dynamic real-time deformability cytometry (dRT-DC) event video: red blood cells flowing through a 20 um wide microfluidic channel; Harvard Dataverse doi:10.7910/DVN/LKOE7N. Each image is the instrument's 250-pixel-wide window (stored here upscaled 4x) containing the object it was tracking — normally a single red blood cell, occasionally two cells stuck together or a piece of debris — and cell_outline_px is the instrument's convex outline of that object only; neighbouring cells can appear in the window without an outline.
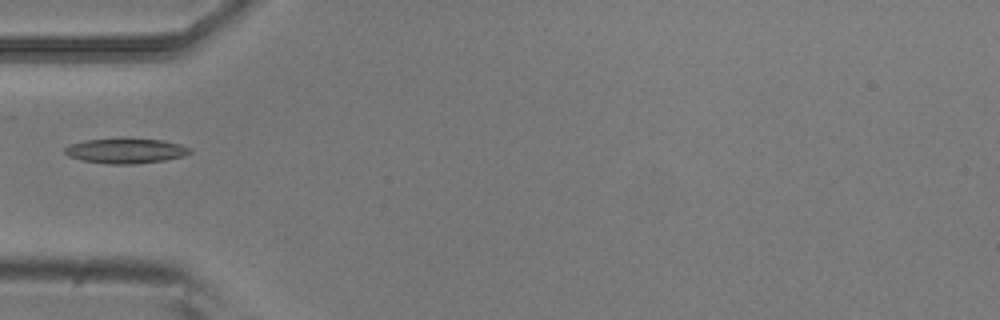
{"species": "common noctule bat (a hibernating species)", "species_latin": "Nyctalus noctula", "temperature_condition": "room temperature", "stored_images_in_passage": 5, "camera_frame_rate_fps": 3000, "um_per_image_px": 0.085, "animal": {"sex": "male", "body_mass_g": 20.5, "forearm_length_mm": 52.5}, "frame": {"image": 1, "passage_image": 5, "time_ms": 1.333, "image_size_px": [1000, 320], "cell_outline_px": [[192, 152], [184, 156], [164, 160], [136, 164], [108, 164], [84, 160], [68, 156], [64, 152], [64, 148], [68, 144], [84, 140], [120, 136], [164, 140], [180, 144], [192, 148]], "centroid_in_image_um": [10.69, 12.78], "position_along_channel_um": 74.3, "area_um2": 19.02}}